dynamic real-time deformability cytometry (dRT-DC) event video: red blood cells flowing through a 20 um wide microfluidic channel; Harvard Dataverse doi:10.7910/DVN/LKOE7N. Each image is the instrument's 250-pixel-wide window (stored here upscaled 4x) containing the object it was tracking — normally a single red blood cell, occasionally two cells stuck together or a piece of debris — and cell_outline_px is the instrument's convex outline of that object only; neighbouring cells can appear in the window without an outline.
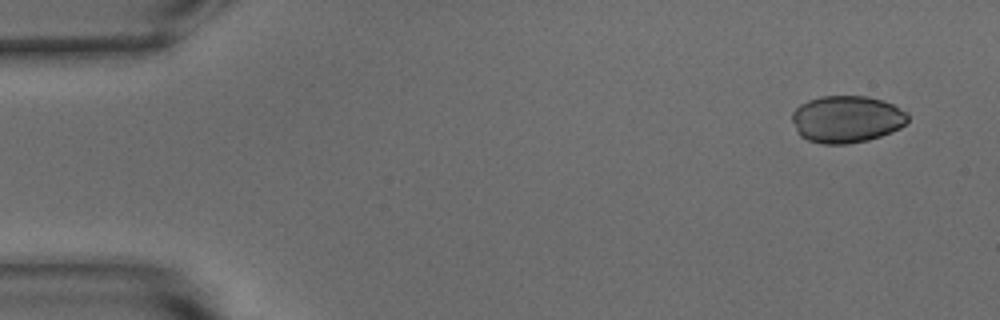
{"species": "common noctule bat (a hibernating species)", "species_latin": "Nyctalus noctula", "temperature_condition": "warm", "stored_images_in_passage": 5, "camera_frame_rate_fps": 3000, "um_per_image_px": 0.085, "animal": {"sex": "male", "body_mass_g": 15.6}, "frame": {"image": 1, "passage_image": 1, "time_ms": 0.0, "image_size_px": [1000, 320], "cell_outline_px": [[908, 120], [900, 128], [892, 132], [868, 140], [848, 144], [824, 144], [808, 140], [800, 136], [796, 132], [792, 120], [792, 112], [800, 104], [808, 100], [820, 96], [868, 96], [884, 100], [908, 112]], "centroid_in_image_um": [71.96, 10.12], "position_along_channel_um": 13.0, "area_um2": 32.02}}